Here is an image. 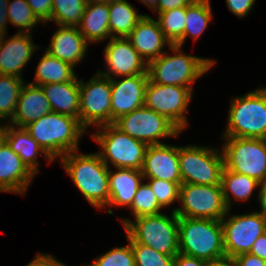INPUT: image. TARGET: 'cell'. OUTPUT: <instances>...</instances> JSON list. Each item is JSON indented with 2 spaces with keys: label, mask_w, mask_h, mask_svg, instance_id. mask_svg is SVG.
Returning a JSON list of instances; mask_svg holds the SVG:
<instances>
[{
  "label": "cell",
  "mask_w": 266,
  "mask_h": 266,
  "mask_svg": "<svg viewBox=\"0 0 266 266\" xmlns=\"http://www.w3.org/2000/svg\"><path fill=\"white\" fill-rule=\"evenodd\" d=\"M77 153L79 150L65 154L60 163L87 201L104 209L109 202V167L98 153Z\"/></svg>",
  "instance_id": "1"
},
{
  "label": "cell",
  "mask_w": 266,
  "mask_h": 266,
  "mask_svg": "<svg viewBox=\"0 0 266 266\" xmlns=\"http://www.w3.org/2000/svg\"><path fill=\"white\" fill-rule=\"evenodd\" d=\"M24 128L53 160L79 150V139L86 131L79 119L56 112H50Z\"/></svg>",
  "instance_id": "2"
},
{
  "label": "cell",
  "mask_w": 266,
  "mask_h": 266,
  "mask_svg": "<svg viewBox=\"0 0 266 266\" xmlns=\"http://www.w3.org/2000/svg\"><path fill=\"white\" fill-rule=\"evenodd\" d=\"M174 55L164 52L160 57L148 63L149 80L160 85H175L189 87L207 73L215 65V60L185 55L182 47L171 45L168 47Z\"/></svg>",
  "instance_id": "3"
},
{
  "label": "cell",
  "mask_w": 266,
  "mask_h": 266,
  "mask_svg": "<svg viewBox=\"0 0 266 266\" xmlns=\"http://www.w3.org/2000/svg\"><path fill=\"white\" fill-rule=\"evenodd\" d=\"M179 217L172 210L171 215L163 213L157 215L136 217L134 221L121 219L126 232V238L131 243H139L153 248L166 255L179 253Z\"/></svg>",
  "instance_id": "4"
},
{
  "label": "cell",
  "mask_w": 266,
  "mask_h": 266,
  "mask_svg": "<svg viewBox=\"0 0 266 266\" xmlns=\"http://www.w3.org/2000/svg\"><path fill=\"white\" fill-rule=\"evenodd\" d=\"M179 253L205 261L225 257L221 220L179 217Z\"/></svg>",
  "instance_id": "5"
},
{
  "label": "cell",
  "mask_w": 266,
  "mask_h": 266,
  "mask_svg": "<svg viewBox=\"0 0 266 266\" xmlns=\"http://www.w3.org/2000/svg\"><path fill=\"white\" fill-rule=\"evenodd\" d=\"M223 137L266 138V87L233 97Z\"/></svg>",
  "instance_id": "6"
},
{
  "label": "cell",
  "mask_w": 266,
  "mask_h": 266,
  "mask_svg": "<svg viewBox=\"0 0 266 266\" xmlns=\"http://www.w3.org/2000/svg\"><path fill=\"white\" fill-rule=\"evenodd\" d=\"M91 134L101 147L99 156L109 167V162L117 168L141 170L148 145L122 132L114 124L97 127Z\"/></svg>",
  "instance_id": "7"
},
{
  "label": "cell",
  "mask_w": 266,
  "mask_h": 266,
  "mask_svg": "<svg viewBox=\"0 0 266 266\" xmlns=\"http://www.w3.org/2000/svg\"><path fill=\"white\" fill-rule=\"evenodd\" d=\"M179 167L182 183L218 185L221 184L224 158L219 148L189 144L179 146Z\"/></svg>",
  "instance_id": "8"
},
{
  "label": "cell",
  "mask_w": 266,
  "mask_h": 266,
  "mask_svg": "<svg viewBox=\"0 0 266 266\" xmlns=\"http://www.w3.org/2000/svg\"><path fill=\"white\" fill-rule=\"evenodd\" d=\"M224 168L262 182L266 177V144L262 138L223 137Z\"/></svg>",
  "instance_id": "9"
},
{
  "label": "cell",
  "mask_w": 266,
  "mask_h": 266,
  "mask_svg": "<svg viewBox=\"0 0 266 266\" xmlns=\"http://www.w3.org/2000/svg\"><path fill=\"white\" fill-rule=\"evenodd\" d=\"M173 211L178 217L221 220L227 213L221 184L197 185L182 183L179 203Z\"/></svg>",
  "instance_id": "10"
},
{
  "label": "cell",
  "mask_w": 266,
  "mask_h": 266,
  "mask_svg": "<svg viewBox=\"0 0 266 266\" xmlns=\"http://www.w3.org/2000/svg\"><path fill=\"white\" fill-rule=\"evenodd\" d=\"M79 122L88 126L111 124V79L98 72L88 81L79 79Z\"/></svg>",
  "instance_id": "11"
},
{
  "label": "cell",
  "mask_w": 266,
  "mask_h": 266,
  "mask_svg": "<svg viewBox=\"0 0 266 266\" xmlns=\"http://www.w3.org/2000/svg\"><path fill=\"white\" fill-rule=\"evenodd\" d=\"M122 132L144 142L146 145L162 144L161 138H172L181 132L165 116L142 106L113 123Z\"/></svg>",
  "instance_id": "12"
},
{
  "label": "cell",
  "mask_w": 266,
  "mask_h": 266,
  "mask_svg": "<svg viewBox=\"0 0 266 266\" xmlns=\"http://www.w3.org/2000/svg\"><path fill=\"white\" fill-rule=\"evenodd\" d=\"M192 93L189 87L160 85L149 80L145 88L144 106L165 116L183 131L188 126L186 113Z\"/></svg>",
  "instance_id": "13"
},
{
  "label": "cell",
  "mask_w": 266,
  "mask_h": 266,
  "mask_svg": "<svg viewBox=\"0 0 266 266\" xmlns=\"http://www.w3.org/2000/svg\"><path fill=\"white\" fill-rule=\"evenodd\" d=\"M221 219L225 256L249 253L258 237L265 233L266 219L260 212L235 214Z\"/></svg>",
  "instance_id": "14"
},
{
  "label": "cell",
  "mask_w": 266,
  "mask_h": 266,
  "mask_svg": "<svg viewBox=\"0 0 266 266\" xmlns=\"http://www.w3.org/2000/svg\"><path fill=\"white\" fill-rule=\"evenodd\" d=\"M106 72H97L104 77H125L138 74H148V64L133 48L127 38H110L104 49ZM112 75V76H111Z\"/></svg>",
  "instance_id": "15"
},
{
  "label": "cell",
  "mask_w": 266,
  "mask_h": 266,
  "mask_svg": "<svg viewBox=\"0 0 266 266\" xmlns=\"http://www.w3.org/2000/svg\"><path fill=\"white\" fill-rule=\"evenodd\" d=\"M148 74L111 78V124L120 117L144 106Z\"/></svg>",
  "instance_id": "16"
},
{
  "label": "cell",
  "mask_w": 266,
  "mask_h": 266,
  "mask_svg": "<svg viewBox=\"0 0 266 266\" xmlns=\"http://www.w3.org/2000/svg\"><path fill=\"white\" fill-rule=\"evenodd\" d=\"M141 172L144 178L182 183L179 146L164 143L147 146Z\"/></svg>",
  "instance_id": "17"
},
{
  "label": "cell",
  "mask_w": 266,
  "mask_h": 266,
  "mask_svg": "<svg viewBox=\"0 0 266 266\" xmlns=\"http://www.w3.org/2000/svg\"><path fill=\"white\" fill-rule=\"evenodd\" d=\"M38 47L33 43L31 33L18 32L8 40H5V35L0 36V75L22 78L24 66Z\"/></svg>",
  "instance_id": "18"
},
{
  "label": "cell",
  "mask_w": 266,
  "mask_h": 266,
  "mask_svg": "<svg viewBox=\"0 0 266 266\" xmlns=\"http://www.w3.org/2000/svg\"><path fill=\"white\" fill-rule=\"evenodd\" d=\"M127 39L147 64L160 57L165 46L172 45L164 36L158 20L147 14L138 21Z\"/></svg>",
  "instance_id": "19"
},
{
  "label": "cell",
  "mask_w": 266,
  "mask_h": 266,
  "mask_svg": "<svg viewBox=\"0 0 266 266\" xmlns=\"http://www.w3.org/2000/svg\"><path fill=\"white\" fill-rule=\"evenodd\" d=\"M34 176L7 143L0 148V192L23 195Z\"/></svg>",
  "instance_id": "20"
},
{
  "label": "cell",
  "mask_w": 266,
  "mask_h": 266,
  "mask_svg": "<svg viewBox=\"0 0 266 266\" xmlns=\"http://www.w3.org/2000/svg\"><path fill=\"white\" fill-rule=\"evenodd\" d=\"M88 45L78 27L59 26L46 51L74 67L85 57Z\"/></svg>",
  "instance_id": "21"
},
{
  "label": "cell",
  "mask_w": 266,
  "mask_h": 266,
  "mask_svg": "<svg viewBox=\"0 0 266 266\" xmlns=\"http://www.w3.org/2000/svg\"><path fill=\"white\" fill-rule=\"evenodd\" d=\"M50 112L52 109L42 87L28 82L21 89L10 123L16 127H25Z\"/></svg>",
  "instance_id": "22"
},
{
  "label": "cell",
  "mask_w": 266,
  "mask_h": 266,
  "mask_svg": "<svg viewBox=\"0 0 266 266\" xmlns=\"http://www.w3.org/2000/svg\"><path fill=\"white\" fill-rule=\"evenodd\" d=\"M109 202L107 206L132 205L138 187L144 180L141 170L117 168L109 169Z\"/></svg>",
  "instance_id": "23"
},
{
  "label": "cell",
  "mask_w": 266,
  "mask_h": 266,
  "mask_svg": "<svg viewBox=\"0 0 266 266\" xmlns=\"http://www.w3.org/2000/svg\"><path fill=\"white\" fill-rule=\"evenodd\" d=\"M41 87L52 112L79 119V78L72 82L45 84Z\"/></svg>",
  "instance_id": "24"
},
{
  "label": "cell",
  "mask_w": 266,
  "mask_h": 266,
  "mask_svg": "<svg viewBox=\"0 0 266 266\" xmlns=\"http://www.w3.org/2000/svg\"><path fill=\"white\" fill-rule=\"evenodd\" d=\"M77 27L88 44L104 41L108 37L111 38L108 3L88 0Z\"/></svg>",
  "instance_id": "25"
},
{
  "label": "cell",
  "mask_w": 266,
  "mask_h": 266,
  "mask_svg": "<svg viewBox=\"0 0 266 266\" xmlns=\"http://www.w3.org/2000/svg\"><path fill=\"white\" fill-rule=\"evenodd\" d=\"M7 144L13 152L19 155L22 162L34 175L39 172V163L36 157L40 152L50 163L53 161L24 127H15L9 123Z\"/></svg>",
  "instance_id": "26"
},
{
  "label": "cell",
  "mask_w": 266,
  "mask_h": 266,
  "mask_svg": "<svg viewBox=\"0 0 266 266\" xmlns=\"http://www.w3.org/2000/svg\"><path fill=\"white\" fill-rule=\"evenodd\" d=\"M74 68L45 51L37 65L34 83L31 84L42 86L52 83L72 82L77 78Z\"/></svg>",
  "instance_id": "27"
},
{
  "label": "cell",
  "mask_w": 266,
  "mask_h": 266,
  "mask_svg": "<svg viewBox=\"0 0 266 266\" xmlns=\"http://www.w3.org/2000/svg\"><path fill=\"white\" fill-rule=\"evenodd\" d=\"M109 27L111 38H127L144 14H138L126 0L109 3Z\"/></svg>",
  "instance_id": "28"
},
{
  "label": "cell",
  "mask_w": 266,
  "mask_h": 266,
  "mask_svg": "<svg viewBox=\"0 0 266 266\" xmlns=\"http://www.w3.org/2000/svg\"><path fill=\"white\" fill-rule=\"evenodd\" d=\"M260 184V182L252 177L223 168L221 187L227 209L230 211L232 207V196L230 195H233L238 201H247L250 199L255 188L260 187Z\"/></svg>",
  "instance_id": "29"
},
{
  "label": "cell",
  "mask_w": 266,
  "mask_h": 266,
  "mask_svg": "<svg viewBox=\"0 0 266 266\" xmlns=\"http://www.w3.org/2000/svg\"><path fill=\"white\" fill-rule=\"evenodd\" d=\"M211 5L209 0H196L186 6V25L183 36L174 44L182 47L188 36L195 41L204 33L212 19Z\"/></svg>",
  "instance_id": "30"
},
{
  "label": "cell",
  "mask_w": 266,
  "mask_h": 266,
  "mask_svg": "<svg viewBox=\"0 0 266 266\" xmlns=\"http://www.w3.org/2000/svg\"><path fill=\"white\" fill-rule=\"evenodd\" d=\"M23 78L13 75H0V119L11 121L17 101L24 85Z\"/></svg>",
  "instance_id": "31"
},
{
  "label": "cell",
  "mask_w": 266,
  "mask_h": 266,
  "mask_svg": "<svg viewBox=\"0 0 266 266\" xmlns=\"http://www.w3.org/2000/svg\"><path fill=\"white\" fill-rule=\"evenodd\" d=\"M88 0H53L51 21L58 26L77 27Z\"/></svg>",
  "instance_id": "32"
},
{
  "label": "cell",
  "mask_w": 266,
  "mask_h": 266,
  "mask_svg": "<svg viewBox=\"0 0 266 266\" xmlns=\"http://www.w3.org/2000/svg\"><path fill=\"white\" fill-rule=\"evenodd\" d=\"M157 20L164 36L174 45L184 34L186 7L161 12Z\"/></svg>",
  "instance_id": "33"
},
{
  "label": "cell",
  "mask_w": 266,
  "mask_h": 266,
  "mask_svg": "<svg viewBox=\"0 0 266 266\" xmlns=\"http://www.w3.org/2000/svg\"><path fill=\"white\" fill-rule=\"evenodd\" d=\"M8 22L15 27H20L18 32L31 33L39 20L34 15L31 7L28 5L26 0H9L7 7Z\"/></svg>",
  "instance_id": "34"
},
{
  "label": "cell",
  "mask_w": 266,
  "mask_h": 266,
  "mask_svg": "<svg viewBox=\"0 0 266 266\" xmlns=\"http://www.w3.org/2000/svg\"><path fill=\"white\" fill-rule=\"evenodd\" d=\"M162 208L148 183L143 182L138 187L132 205L129 207L134 218L160 214Z\"/></svg>",
  "instance_id": "35"
},
{
  "label": "cell",
  "mask_w": 266,
  "mask_h": 266,
  "mask_svg": "<svg viewBox=\"0 0 266 266\" xmlns=\"http://www.w3.org/2000/svg\"><path fill=\"white\" fill-rule=\"evenodd\" d=\"M135 266H172L175 255H166L146 245L131 243Z\"/></svg>",
  "instance_id": "36"
},
{
  "label": "cell",
  "mask_w": 266,
  "mask_h": 266,
  "mask_svg": "<svg viewBox=\"0 0 266 266\" xmlns=\"http://www.w3.org/2000/svg\"><path fill=\"white\" fill-rule=\"evenodd\" d=\"M128 245L110 249L103 255H99L89 266H135L134 254L131 241Z\"/></svg>",
  "instance_id": "37"
},
{
  "label": "cell",
  "mask_w": 266,
  "mask_h": 266,
  "mask_svg": "<svg viewBox=\"0 0 266 266\" xmlns=\"http://www.w3.org/2000/svg\"><path fill=\"white\" fill-rule=\"evenodd\" d=\"M144 179H148V185L163 208L169 206L176 200L179 201V189L182 183L169 182L154 178Z\"/></svg>",
  "instance_id": "38"
},
{
  "label": "cell",
  "mask_w": 266,
  "mask_h": 266,
  "mask_svg": "<svg viewBox=\"0 0 266 266\" xmlns=\"http://www.w3.org/2000/svg\"><path fill=\"white\" fill-rule=\"evenodd\" d=\"M34 15L45 24L51 21L53 0H26Z\"/></svg>",
  "instance_id": "39"
},
{
  "label": "cell",
  "mask_w": 266,
  "mask_h": 266,
  "mask_svg": "<svg viewBox=\"0 0 266 266\" xmlns=\"http://www.w3.org/2000/svg\"><path fill=\"white\" fill-rule=\"evenodd\" d=\"M255 1L256 0H226V4L233 14L239 18H243L252 11Z\"/></svg>",
  "instance_id": "40"
},
{
  "label": "cell",
  "mask_w": 266,
  "mask_h": 266,
  "mask_svg": "<svg viewBox=\"0 0 266 266\" xmlns=\"http://www.w3.org/2000/svg\"><path fill=\"white\" fill-rule=\"evenodd\" d=\"M196 0H158L157 7L153 10L158 13L165 12L174 8L186 7L193 4Z\"/></svg>",
  "instance_id": "41"
},
{
  "label": "cell",
  "mask_w": 266,
  "mask_h": 266,
  "mask_svg": "<svg viewBox=\"0 0 266 266\" xmlns=\"http://www.w3.org/2000/svg\"><path fill=\"white\" fill-rule=\"evenodd\" d=\"M207 261L178 253L174 256L172 266H206Z\"/></svg>",
  "instance_id": "42"
},
{
  "label": "cell",
  "mask_w": 266,
  "mask_h": 266,
  "mask_svg": "<svg viewBox=\"0 0 266 266\" xmlns=\"http://www.w3.org/2000/svg\"><path fill=\"white\" fill-rule=\"evenodd\" d=\"M26 266H66L63 262L57 260L51 254L39 253Z\"/></svg>",
  "instance_id": "43"
},
{
  "label": "cell",
  "mask_w": 266,
  "mask_h": 266,
  "mask_svg": "<svg viewBox=\"0 0 266 266\" xmlns=\"http://www.w3.org/2000/svg\"><path fill=\"white\" fill-rule=\"evenodd\" d=\"M238 266H266V261L251 253H243L235 257Z\"/></svg>",
  "instance_id": "44"
},
{
  "label": "cell",
  "mask_w": 266,
  "mask_h": 266,
  "mask_svg": "<svg viewBox=\"0 0 266 266\" xmlns=\"http://www.w3.org/2000/svg\"><path fill=\"white\" fill-rule=\"evenodd\" d=\"M249 253L256 255L259 258L266 261V234L265 233L257 238L255 243L252 245V248Z\"/></svg>",
  "instance_id": "45"
},
{
  "label": "cell",
  "mask_w": 266,
  "mask_h": 266,
  "mask_svg": "<svg viewBox=\"0 0 266 266\" xmlns=\"http://www.w3.org/2000/svg\"><path fill=\"white\" fill-rule=\"evenodd\" d=\"M9 0H0V36H6L8 23L7 7Z\"/></svg>",
  "instance_id": "46"
},
{
  "label": "cell",
  "mask_w": 266,
  "mask_h": 266,
  "mask_svg": "<svg viewBox=\"0 0 266 266\" xmlns=\"http://www.w3.org/2000/svg\"><path fill=\"white\" fill-rule=\"evenodd\" d=\"M206 266H238L235 258L223 257L216 260L207 261Z\"/></svg>",
  "instance_id": "47"
},
{
  "label": "cell",
  "mask_w": 266,
  "mask_h": 266,
  "mask_svg": "<svg viewBox=\"0 0 266 266\" xmlns=\"http://www.w3.org/2000/svg\"><path fill=\"white\" fill-rule=\"evenodd\" d=\"M258 198L261 205L260 214L266 219V190H259Z\"/></svg>",
  "instance_id": "48"
},
{
  "label": "cell",
  "mask_w": 266,
  "mask_h": 266,
  "mask_svg": "<svg viewBox=\"0 0 266 266\" xmlns=\"http://www.w3.org/2000/svg\"><path fill=\"white\" fill-rule=\"evenodd\" d=\"M1 123V122H0ZM8 124H0V148L7 143Z\"/></svg>",
  "instance_id": "49"
},
{
  "label": "cell",
  "mask_w": 266,
  "mask_h": 266,
  "mask_svg": "<svg viewBox=\"0 0 266 266\" xmlns=\"http://www.w3.org/2000/svg\"><path fill=\"white\" fill-rule=\"evenodd\" d=\"M141 3L148 6L152 11L157 7L158 0H139Z\"/></svg>",
  "instance_id": "50"
},
{
  "label": "cell",
  "mask_w": 266,
  "mask_h": 266,
  "mask_svg": "<svg viewBox=\"0 0 266 266\" xmlns=\"http://www.w3.org/2000/svg\"><path fill=\"white\" fill-rule=\"evenodd\" d=\"M92 1L109 4V3H113L115 1H120V0H92Z\"/></svg>",
  "instance_id": "51"
},
{
  "label": "cell",
  "mask_w": 266,
  "mask_h": 266,
  "mask_svg": "<svg viewBox=\"0 0 266 266\" xmlns=\"http://www.w3.org/2000/svg\"><path fill=\"white\" fill-rule=\"evenodd\" d=\"M259 190H266V177L265 179L261 182L260 184V189Z\"/></svg>",
  "instance_id": "52"
}]
</instances>
